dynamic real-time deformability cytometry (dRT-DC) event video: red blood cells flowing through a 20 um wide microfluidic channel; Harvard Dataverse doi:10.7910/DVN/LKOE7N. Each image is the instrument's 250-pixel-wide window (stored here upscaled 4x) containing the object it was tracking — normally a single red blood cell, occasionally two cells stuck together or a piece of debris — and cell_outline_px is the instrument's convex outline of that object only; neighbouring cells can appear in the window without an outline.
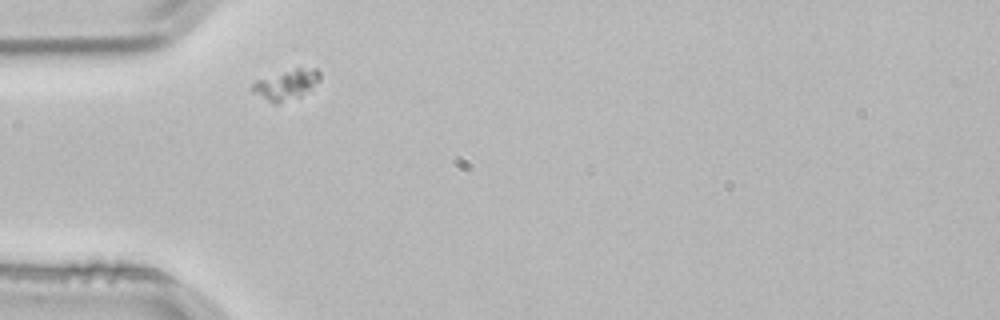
{"species": "common noctule bat (a hibernating species)", "species_latin": "Nyctalus noctula", "temperature_condition": "room temperature", "stored_images_in_passage": 2, "camera_frame_rate_fps": 3000, "um_per_image_px": 0.085, "animal": {"sex": "male", "body_mass_g": 21.5, "forearm_length_mm": 52.0}, "frame": {"image": 1, "passage_image": 1, "time_ms": 0.0, "image_size_px": [1000, 320], "cell_outline_px": [[320, 80], [300, 96], [276, 104], [272, 104], [252, 92], [248, 88], [256, 80], [296, 68], [316, 68], [320, 72]], "centroid_in_image_um": [24.28, 7.21], "position_along_channel_um": 60.7, "area_um2": 11.73}}